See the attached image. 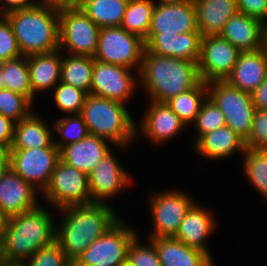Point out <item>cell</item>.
I'll list each match as a JSON object with an SVG mask.
<instances>
[{
    "mask_svg": "<svg viewBox=\"0 0 267 266\" xmlns=\"http://www.w3.org/2000/svg\"><path fill=\"white\" fill-rule=\"evenodd\" d=\"M59 211L63 218L56 227L55 241L72 263L120 219L106 203L68 206Z\"/></svg>",
    "mask_w": 267,
    "mask_h": 266,
    "instance_id": "cell-1",
    "label": "cell"
},
{
    "mask_svg": "<svg viewBox=\"0 0 267 266\" xmlns=\"http://www.w3.org/2000/svg\"><path fill=\"white\" fill-rule=\"evenodd\" d=\"M41 204L6 219L1 254L5 265L21 266L36 251L55 241L56 224Z\"/></svg>",
    "mask_w": 267,
    "mask_h": 266,
    "instance_id": "cell-2",
    "label": "cell"
},
{
    "mask_svg": "<svg viewBox=\"0 0 267 266\" xmlns=\"http://www.w3.org/2000/svg\"><path fill=\"white\" fill-rule=\"evenodd\" d=\"M137 75L150 101L159 103H166L201 81L197 63L160 56L146 50Z\"/></svg>",
    "mask_w": 267,
    "mask_h": 266,
    "instance_id": "cell-3",
    "label": "cell"
},
{
    "mask_svg": "<svg viewBox=\"0 0 267 266\" xmlns=\"http://www.w3.org/2000/svg\"><path fill=\"white\" fill-rule=\"evenodd\" d=\"M10 23L23 56L59 49V8L50 0H39L29 8L8 12Z\"/></svg>",
    "mask_w": 267,
    "mask_h": 266,
    "instance_id": "cell-4",
    "label": "cell"
},
{
    "mask_svg": "<svg viewBox=\"0 0 267 266\" xmlns=\"http://www.w3.org/2000/svg\"><path fill=\"white\" fill-rule=\"evenodd\" d=\"M81 114L90 135L104 138L114 146H127L136 138L137 125L121 102L88 94Z\"/></svg>",
    "mask_w": 267,
    "mask_h": 266,
    "instance_id": "cell-5",
    "label": "cell"
},
{
    "mask_svg": "<svg viewBox=\"0 0 267 266\" xmlns=\"http://www.w3.org/2000/svg\"><path fill=\"white\" fill-rule=\"evenodd\" d=\"M137 236L121 218L93 241L72 266H120L127 261L128 247Z\"/></svg>",
    "mask_w": 267,
    "mask_h": 266,
    "instance_id": "cell-6",
    "label": "cell"
},
{
    "mask_svg": "<svg viewBox=\"0 0 267 266\" xmlns=\"http://www.w3.org/2000/svg\"><path fill=\"white\" fill-rule=\"evenodd\" d=\"M207 97L223 112L226 126L245 140L250 134L255 111L251 94L227 81H212L207 83Z\"/></svg>",
    "mask_w": 267,
    "mask_h": 266,
    "instance_id": "cell-7",
    "label": "cell"
},
{
    "mask_svg": "<svg viewBox=\"0 0 267 266\" xmlns=\"http://www.w3.org/2000/svg\"><path fill=\"white\" fill-rule=\"evenodd\" d=\"M98 27L79 7L59 8V49L69 54L94 57ZM65 48V49H64Z\"/></svg>",
    "mask_w": 267,
    "mask_h": 266,
    "instance_id": "cell-8",
    "label": "cell"
},
{
    "mask_svg": "<svg viewBox=\"0 0 267 266\" xmlns=\"http://www.w3.org/2000/svg\"><path fill=\"white\" fill-rule=\"evenodd\" d=\"M144 51L145 41L138 35L127 32L121 26L102 27L94 59L139 72Z\"/></svg>",
    "mask_w": 267,
    "mask_h": 266,
    "instance_id": "cell-9",
    "label": "cell"
},
{
    "mask_svg": "<svg viewBox=\"0 0 267 266\" xmlns=\"http://www.w3.org/2000/svg\"><path fill=\"white\" fill-rule=\"evenodd\" d=\"M47 202L58 209L93 203L88 175L59 160L49 185L43 191Z\"/></svg>",
    "mask_w": 267,
    "mask_h": 266,
    "instance_id": "cell-10",
    "label": "cell"
},
{
    "mask_svg": "<svg viewBox=\"0 0 267 266\" xmlns=\"http://www.w3.org/2000/svg\"><path fill=\"white\" fill-rule=\"evenodd\" d=\"M59 160L58 147L9 150V167L42 193L49 185Z\"/></svg>",
    "mask_w": 267,
    "mask_h": 266,
    "instance_id": "cell-11",
    "label": "cell"
},
{
    "mask_svg": "<svg viewBox=\"0 0 267 266\" xmlns=\"http://www.w3.org/2000/svg\"><path fill=\"white\" fill-rule=\"evenodd\" d=\"M153 221L151 237H174L186 212L195 203L188 193L176 190L153 192L149 196Z\"/></svg>",
    "mask_w": 267,
    "mask_h": 266,
    "instance_id": "cell-12",
    "label": "cell"
},
{
    "mask_svg": "<svg viewBox=\"0 0 267 266\" xmlns=\"http://www.w3.org/2000/svg\"><path fill=\"white\" fill-rule=\"evenodd\" d=\"M241 51L220 35L202 37L198 73L206 83L226 81L237 63Z\"/></svg>",
    "mask_w": 267,
    "mask_h": 266,
    "instance_id": "cell-13",
    "label": "cell"
},
{
    "mask_svg": "<svg viewBox=\"0 0 267 266\" xmlns=\"http://www.w3.org/2000/svg\"><path fill=\"white\" fill-rule=\"evenodd\" d=\"M130 68L94 60L90 94L126 104L136 89Z\"/></svg>",
    "mask_w": 267,
    "mask_h": 266,
    "instance_id": "cell-14",
    "label": "cell"
},
{
    "mask_svg": "<svg viewBox=\"0 0 267 266\" xmlns=\"http://www.w3.org/2000/svg\"><path fill=\"white\" fill-rule=\"evenodd\" d=\"M119 162L111 150L89 173V191L93 203L109 204L107 198L113 197L130 184V176Z\"/></svg>",
    "mask_w": 267,
    "mask_h": 266,
    "instance_id": "cell-15",
    "label": "cell"
},
{
    "mask_svg": "<svg viewBox=\"0 0 267 266\" xmlns=\"http://www.w3.org/2000/svg\"><path fill=\"white\" fill-rule=\"evenodd\" d=\"M199 32L194 1L155 4L148 34L177 35Z\"/></svg>",
    "mask_w": 267,
    "mask_h": 266,
    "instance_id": "cell-16",
    "label": "cell"
},
{
    "mask_svg": "<svg viewBox=\"0 0 267 266\" xmlns=\"http://www.w3.org/2000/svg\"><path fill=\"white\" fill-rule=\"evenodd\" d=\"M38 191L10 167L0 175V211L6 217H13L35 209Z\"/></svg>",
    "mask_w": 267,
    "mask_h": 266,
    "instance_id": "cell-17",
    "label": "cell"
},
{
    "mask_svg": "<svg viewBox=\"0 0 267 266\" xmlns=\"http://www.w3.org/2000/svg\"><path fill=\"white\" fill-rule=\"evenodd\" d=\"M147 109L142 117L141 127L136 126V134L142 130L144 136L153 143L161 144L174 139L186 127L166 103L151 101Z\"/></svg>",
    "mask_w": 267,
    "mask_h": 266,
    "instance_id": "cell-18",
    "label": "cell"
},
{
    "mask_svg": "<svg viewBox=\"0 0 267 266\" xmlns=\"http://www.w3.org/2000/svg\"><path fill=\"white\" fill-rule=\"evenodd\" d=\"M202 35L187 32L175 35L148 34L145 50L160 56L180 58L198 64Z\"/></svg>",
    "mask_w": 267,
    "mask_h": 266,
    "instance_id": "cell-19",
    "label": "cell"
},
{
    "mask_svg": "<svg viewBox=\"0 0 267 266\" xmlns=\"http://www.w3.org/2000/svg\"><path fill=\"white\" fill-rule=\"evenodd\" d=\"M212 214L213 212L210 213V211L200 206V203L198 205L195 202L186 212L178 232L174 236L185 245L205 252L211 259L212 254H210L205 241L215 230L216 222L212 218Z\"/></svg>",
    "mask_w": 267,
    "mask_h": 266,
    "instance_id": "cell-20",
    "label": "cell"
},
{
    "mask_svg": "<svg viewBox=\"0 0 267 266\" xmlns=\"http://www.w3.org/2000/svg\"><path fill=\"white\" fill-rule=\"evenodd\" d=\"M267 76V54L261 48L241 52L231 75L226 81L233 87L252 93Z\"/></svg>",
    "mask_w": 267,
    "mask_h": 266,
    "instance_id": "cell-21",
    "label": "cell"
},
{
    "mask_svg": "<svg viewBox=\"0 0 267 266\" xmlns=\"http://www.w3.org/2000/svg\"><path fill=\"white\" fill-rule=\"evenodd\" d=\"M107 143L106 139L89 134L86 138L63 147L60 150V160L89 175L96 164L111 151Z\"/></svg>",
    "mask_w": 267,
    "mask_h": 266,
    "instance_id": "cell-22",
    "label": "cell"
},
{
    "mask_svg": "<svg viewBox=\"0 0 267 266\" xmlns=\"http://www.w3.org/2000/svg\"><path fill=\"white\" fill-rule=\"evenodd\" d=\"M161 266H214L205 252L185 245L174 237H150Z\"/></svg>",
    "mask_w": 267,
    "mask_h": 266,
    "instance_id": "cell-23",
    "label": "cell"
},
{
    "mask_svg": "<svg viewBox=\"0 0 267 266\" xmlns=\"http://www.w3.org/2000/svg\"><path fill=\"white\" fill-rule=\"evenodd\" d=\"M219 35L241 52L255 51L262 48L263 22L237 12Z\"/></svg>",
    "mask_w": 267,
    "mask_h": 266,
    "instance_id": "cell-24",
    "label": "cell"
},
{
    "mask_svg": "<svg viewBox=\"0 0 267 266\" xmlns=\"http://www.w3.org/2000/svg\"><path fill=\"white\" fill-rule=\"evenodd\" d=\"M62 52L60 49L41 54L28 55L32 103L36 93L54 88L60 82Z\"/></svg>",
    "mask_w": 267,
    "mask_h": 266,
    "instance_id": "cell-25",
    "label": "cell"
},
{
    "mask_svg": "<svg viewBox=\"0 0 267 266\" xmlns=\"http://www.w3.org/2000/svg\"><path fill=\"white\" fill-rule=\"evenodd\" d=\"M198 31L202 37L219 35L237 12V0H193Z\"/></svg>",
    "mask_w": 267,
    "mask_h": 266,
    "instance_id": "cell-26",
    "label": "cell"
},
{
    "mask_svg": "<svg viewBox=\"0 0 267 266\" xmlns=\"http://www.w3.org/2000/svg\"><path fill=\"white\" fill-rule=\"evenodd\" d=\"M198 155L209 159H226L234 152L245 153L244 139L229 126L220 127L213 132L203 135L195 144Z\"/></svg>",
    "mask_w": 267,
    "mask_h": 266,
    "instance_id": "cell-27",
    "label": "cell"
},
{
    "mask_svg": "<svg viewBox=\"0 0 267 266\" xmlns=\"http://www.w3.org/2000/svg\"><path fill=\"white\" fill-rule=\"evenodd\" d=\"M41 118L32 111L27 117L16 122L10 149L57 147L48 123Z\"/></svg>",
    "mask_w": 267,
    "mask_h": 266,
    "instance_id": "cell-28",
    "label": "cell"
},
{
    "mask_svg": "<svg viewBox=\"0 0 267 266\" xmlns=\"http://www.w3.org/2000/svg\"><path fill=\"white\" fill-rule=\"evenodd\" d=\"M94 57L66 55L62 57L60 81L91 92Z\"/></svg>",
    "mask_w": 267,
    "mask_h": 266,
    "instance_id": "cell-29",
    "label": "cell"
},
{
    "mask_svg": "<svg viewBox=\"0 0 267 266\" xmlns=\"http://www.w3.org/2000/svg\"><path fill=\"white\" fill-rule=\"evenodd\" d=\"M129 0H84L79 7L100 28L120 26Z\"/></svg>",
    "mask_w": 267,
    "mask_h": 266,
    "instance_id": "cell-30",
    "label": "cell"
},
{
    "mask_svg": "<svg viewBox=\"0 0 267 266\" xmlns=\"http://www.w3.org/2000/svg\"><path fill=\"white\" fill-rule=\"evenodd\" d=\"M206 98L207 83L201 80L195 87L168 100L166 104L187 126L195 122Z\"/></svg>",
    "mask_w": 267,
    "mask_h": 266,
    "instance_id": "cell-31",
    "label": "cell"
},
{
    "mask_svg": "<svg viewBox=\"0 0 267 266\" xmlns=\"http://www.w3.org/2000/svg\"><path fill=\"white\" fill-rule=\"evenodd\" d=\"M155 4L153 0H129L120 26L145 40Z\"/></svg>",
    "mask_w": 267,
    "mask_h": 266,
    "instance_id": "cell-32",
    "label": "cell"
},
{
    "mask_svg": "<svg viewBox=\"0 0 267 266\" xmlns=\"http://www.w3.org/2000/svg\"><path fill=\"white\" fill-rule=\"evenodd\" d=\"M0 68L4 78V88L26 96L32 102L27 57L22 55L15 59L0 62Z\"/></svg>",
    "mask_w": 267,
    "mask_h": 266,
    "instance_id": "cell-33",
    "label": "cell"
},
{
    "mask_svg": "<svg viewBox=\"0 0 267 266\" xmlns=\"http://www.w3.org/2000/svg\"><path fill=\"white\" fill-rule=\"evenodd\" d=\"M243 168L252 186L267 200V149L246 148Z\"/></svg>",
    "mask_w": 267,
    "mask_h": 266,
    "instance_id": "cell-34",
    "label": "cell"
},
{
    "mask_svg": "<svg viewBox=\"0 0 267 266\" xmlns=\"http://www.w3.org/2000/svg\"><path fill=\"white\" fill-rule=\"evenodd\" d=\"M64 116L53 125L54 130L61 136V142L54 139V144L61 150L63 147L78 142L89 135L82 114Z\"/></svg>",
    "mask_w": 267,
    "mask_h": 266,
    "instance_id": "cell-35",
    "label": "cell"
},
{
    "mask_svg": "<svg viewBox=\"0 0 267 266\" xmlns=\"http://www.w3.org/2000/svg\"><path fill=\"white\" fill-rule=\"evenodd\" d=\"M87 95L85 91L60 81L54 87L53 101L64 113L80 114Z\"/></svg>",
    "mask_w": 267,
    "mask_h": 266,
    "instance_id": "cell-36",
    "label": "cell"
},
{
    "mask_svg": "<svg viewBox=\"0 0 267 266\" xmlns=\"http://www.w3.org/2000/svg\"><path fill=\"white\" fill-rule=\"evenodd\" d=\"M32 104L26 96L6 88L0 89V114L15 122H19L31 113Z\"/></svg>",
    "mask_w": 267,
    "mask_h": 266,
    "instance_id": "cell-37",
    "label": "cell"
},
{
    "mask_svg": "<svg viewBox=\"0 0 267 266\" xmlns=\"http://www.w3.org/2000/svg\"><path fill=\"white\" fill-rule=\"evenodd\" d=\"M225 116L223 112L207 97L202 103L199 114L193 123L196 128L197 139L195 143L205 134L225 126Z\"/></svg>",
    "mask_w": 267,
    "mask_h": 266,
    "instance_id": "cell-38",
    "label": "cell"
},
{
    "mask_svg": "<svg viewBox=\"0 0 267 266\" xmlns=\"http://www.w3.org/2000/svg\"><path fill=\"white\" fill-rule=\"evenodd\" d=\"M21 266H72L60 245L54 241L52 244L36 251Z\"/></svg>",
    "mask_w": 267,
    "mask_h": 266,
    "instance_id": "cell-39",
    "label": "cell"
},
{
    "mask_svg": "<svg viewBox=\"0 0 267 266\" xmlns=\"http://www.w3.org/2000/svg\"><path fill=\"white\" fill-rule=\"evenodd\" d=\"M148 241V244L141 245L137 235L129 244L127 260L133 266H161L154 244Z\"/></svg>",
    "mask_w": 267,
    "mask_h": 266,
    "instance_id": "cell-40",
    "label": "cell"
},
{
    "mask_svg": "<svg viewBox=\"0 0 267 266\" xmlns=\"http://www.w3.org/2000/svg\"><path fill=\"white\" fill-rule=\"evenodd\" d=\"M244 143L246 148L267 149V110L255 109L251 131Z\"/></svg>",
    "mask_w": 267,
    "mask_h": 266,
    "instance_id": "cell-41",
    "label": "cell"
},
{
    "mask_svg": "<svg viewBox=\"0 0 267 266\" xmlns=\"http://www.w3.org/2000/svg\"><path fill=\"white\" fill-rule=\"evenodd\" d=\"M22 56L12 27L4 16H0V62Z\"/></svg>",
    "mask_w": 267,
    "mask_h": 266,
    "instance_id": "cell-42",
    "label": "cell"
},
{
    "mask_svg": "<svg viewBox=\"0 0 267 266\" xmlns=\"http://www.w3.org/2000/svg\"><path fill=\"white\" fill-rule=\"evenodd\" d=\"M238 12L262 22L267 20V0H237Z\"/></svg>",
    "mask_w": 267,
    "mask_h": 266,
    "instance_id": "cell-43",
    "label": "cell"
},
{
    "mask_svg": "<svg viewBox=\"0 0 267 266\" xmlns=\"http://www.w3.org/2000/svg\"><path fill=\"white\" fill-rule=\"evenodd\" d=\"M15 121L0 114V146L10 150L13 142Z\"/></svg>",
    "mask_w": 267,
    "mask_h": 266,
    "instance_id": "cell-44",
    "label": "cell"
},
{
    "mask_svg": "<svg viewBox=\"0 0 267 266\" xmlns=\"http://www.w3.org/2000/svg\"><path fill=\"white\" fill-rule=\"evenodd\" d=\"M36 2L35 0H0V16L15 10L29 8Z\"/></svg>",
    "mask_w": 267,
    "mask_h": 266,
    "instance_id": "cell-45",
    "label": "cell"
},
{
    "mask_svg": "<svg viewBox=\"0 0 267 266\" xmlns=\"http://www.w3.org/2000/svg\"><path fill=\"white\" fill-rule=\"evenodd\" d=\"M255 109L267 110V76L265 80L251 93Z\"/></svg>",
    "mask_w": 267,
    "mask_h": 266,
    "instance_id": "cell-46",
    "label": "cell"
},
{
    "mask_svg": "<svg viewBox=\"0 0 267 266\" xmlns=\"http://www.w3.org/2000/svg\"><path fill=\"white\" fill-rule=\"evenodd\" d=\"M9 168V150L0 146V175Z\"/></svg>",
    "mask_w": 267,
    "mask_h": 266,
    "instance_id": "cell-47",
    "label": "cell"
},
{
    "mask_svg": "<svg viewBox=\"0 0 267 266\" xmlns=\"http://www.w3.org/2000/svg\"><path fill=\"white\" fill-rule=\"evenodd\" d=\"M55 6L58 8L61 7H77L79 6L84 0H50Z\"/></svg>",
    "mask_w": 267,
    "mask_h": 266,
    "instance_id": "cell-48",
    "label": "cell"
},
{
    "mask_svg": "<svg viewBox=\"0 0 267 266\" xmlns=\"http://www.w3.org/2000/svg\"><path fill=\"white\" fill-rule=\"evenodd\" d=\"M262 49L267 54V20L263 22Z\"/></svg>",
    "mask_w": 267,
    "mask_h": 266,
    "instance_id": "cell-49",
    "label": "cell"
},
{
    "mask_svg": "<svg viewBox=\"0 0 267 266\" xmlns=\"http://www.w3.org/2000/svg\"><path fill=\"white\" fill-rule=\"evenodd\" d=\"M6 219L7 218L0 211V247L3 241V237H4V228H5Z\"/></svg>",
    "mask_w": 267,
    "mask_h": 266,
    "instance_id": "cell-50",
    "label": "cell"
},
{
    "mask_svg": "<svg viewBox=\"0 0 267 266\" xmlns=\"http://www.w3.org/2000/svg\"><path fill=\"white\" fill-rule=\"evenodd\" d=\"M154 1V0H153ZM184 1H190V0H157V2L155 1L156 4H173V3H181Z\"/></svg>",
    "mask_w": 267,
    "mask_h": 266,
    "instance_id": "cell-51",
    "label": "cell"
},
{
    "mask_svg": "<svg viewBox=\"0 0 267 266\" xmlns=\"http://www.w3.org/2000/svg\"><path fill=\"white\" fill-rule=\"evenodd\" d=\"M4 88V78L0 68V89Z\"/></svg>",
    "mask_w": 267,
    "mask_h": 266,
    "instance_id": "cell-52",
    "label": "cell"
},
{
    "mask_svg": "<svg viewBox=\"0 0 267 266\" xmlns=\"http://www.w3.org/2000/svg\"><path fill=\"white\" fill-rule=\"evenodd\" d=\"M120 266H133L128 260L122 263Z\"/></svg>",
    "mask_w": 267,
    "mask_h": 266,
    "instance_id": "cell-53",
    "label": "cell"
},
{
    "mask_svg": "<svg viewBox=\"0 0 267 266\" xmlns=\"http://www.w3.org/2000/svg\"><path fill=\"white\" fill-rule=\"evenodd\" d=\"M0 266H5L3 259H2L1 249H0Z\"/></svg>",
    "mask_w": 267,
    "mask_h": 266,
    "instance_id": "cell-54",
    "label": "cell"
}]
</instances>
